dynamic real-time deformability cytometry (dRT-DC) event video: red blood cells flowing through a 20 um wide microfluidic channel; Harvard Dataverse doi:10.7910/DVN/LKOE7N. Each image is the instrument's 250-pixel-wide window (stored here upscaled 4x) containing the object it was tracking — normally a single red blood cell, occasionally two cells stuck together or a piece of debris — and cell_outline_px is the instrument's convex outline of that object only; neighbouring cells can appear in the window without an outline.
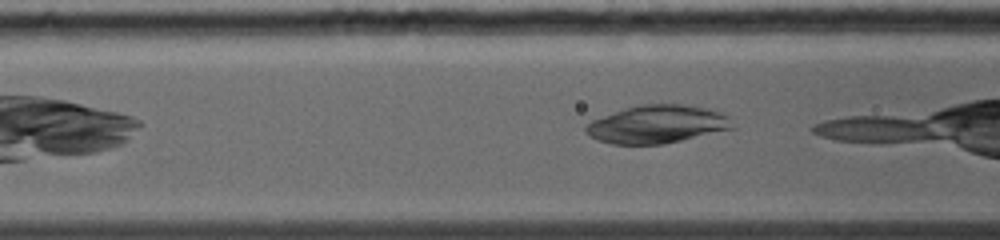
{"species": "common noctule bat (a hibernating species)", "species_latin": "Nyctalus noctula", "temperature_condition": "warm", "stored_images_in_passage": 35, "camera_frame_rate_fps": 5000, "um_per_image_px": 0.085, "animal": {"sex": "female", "body_mass_g": 19.0, "forearm_length_mm": 56.7}, "frame": {"image": 1, "passage_image": 6, "time_ms": 1.0, "image_size_px": [1000, 240], "cell_outline_px": [[732, 128], [664, 144], [612, 144], [600, 140], [592, 136], [584, 128], [592, 120], [624, 108], [640, 104], [696, 104], [712, 108], [724, 112], [728, 116]], "centroid_in_image_um": [55.9, 10.53], "position_along_channel_um": 110.7, "area_um2": 32.37}}
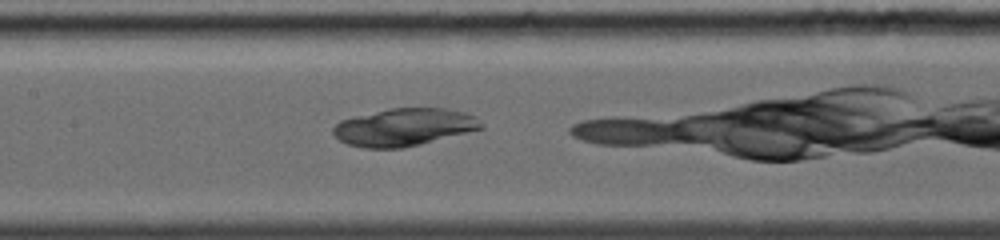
{"frame": {"image": 2, "passage_image": 13, "time_ms": 2.4, "image_size_px": [1000, 240], "cell_outline_px": [[484, 128], [404, 148], [364, 148], [348, 144], [340, 140], [332, 132], [332, 128], [340, 120], [388, 108], [448, 108], [464, 112], [476, 116], [484, 124]], "centroid_in_image_um": [34.37, 10.8], "position_along_channel_um": 173.0, "area_um2": 32.43}}
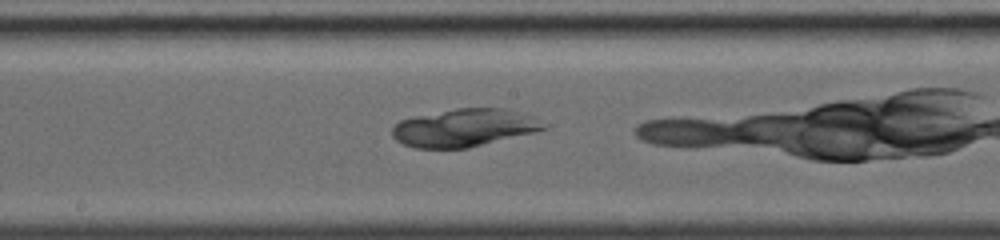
{"frame": {"image": 3, "passage_image": 17, "time_ms": 3.2, "image_size_px": [1000, 240], "cell_outline_px": [[548, 128], [468, 148], [416, 148], [404, 144], [396, 140], [392, 136], [392, 128], [400, 120], [412, 116], [456, 108], [508, 108], [536, 116], [548, 124]], "centroid_in_image_um": [39.49, 10.84], "position_along_channel_um": 208.7, "area_um2": 33.58}}